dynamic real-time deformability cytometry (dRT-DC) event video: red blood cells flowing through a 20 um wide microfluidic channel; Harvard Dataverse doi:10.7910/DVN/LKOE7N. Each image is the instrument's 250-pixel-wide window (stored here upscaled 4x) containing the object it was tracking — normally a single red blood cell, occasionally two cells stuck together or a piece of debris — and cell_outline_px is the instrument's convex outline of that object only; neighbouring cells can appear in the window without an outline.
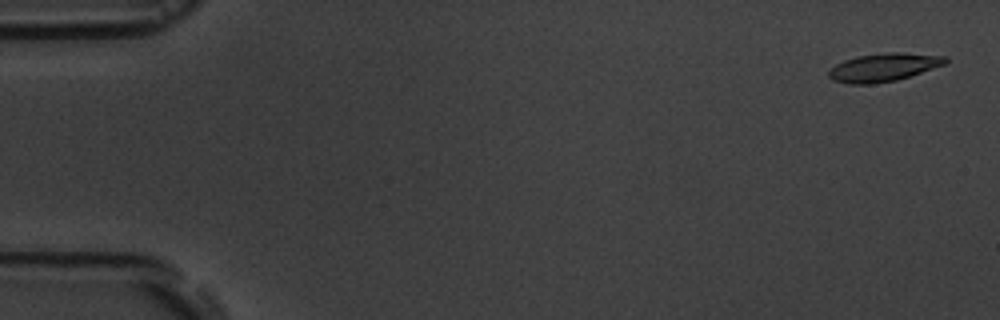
{"species": "common noctule bat (a hibernating species)", "species_latin": "Nyctalus noctula", "temperature_condition": "room temperature", "stored_images_in_passage": 5, "camera_frame_rate_fps": 3000, "um_per_image_px": 0.085, "animal": {"sex": "male", "body_mass_g": 19.5, "forearm_length_mm": 54.6}, "frame": {"image": 1, "passage_image": 1, "time_ms": 0.0, "image_size_px": [1000, 320], "cell_outline_px": [[948, 60], [944, 64], [896, 80], [872, 84], [848, 84], [832, 80], [828, 76], [828, 68], [844, 60], [856, 56], [892, 52], [900, 52], [948, 56]], "centroid_in_image_um": [75.05, 5.72], "position_along_channel_um": 10.0, "area_um2": 19.07}}
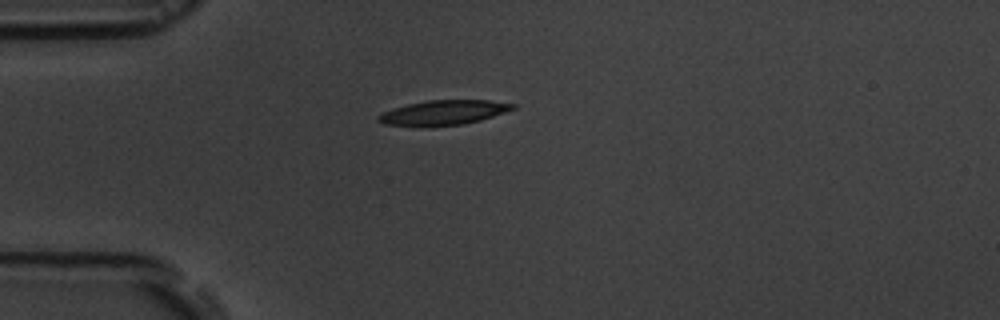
{"frame": {"image": 2, "passage_image": 5, "time_ms": 4.333, "image_size_px": [1000, 320], "cell_outline_px": [[516, 108], [480, 120], [464, 124], [424, 128], [384, 124], [376, 120], [376, 116], [392, 108], [408, 104], [428, 100], [488, 100], [516, 104]], "centroid_in_image_um": [37.63, 9.59], "position_along_channel_um": 47.4, "area_um2": 19.71}}